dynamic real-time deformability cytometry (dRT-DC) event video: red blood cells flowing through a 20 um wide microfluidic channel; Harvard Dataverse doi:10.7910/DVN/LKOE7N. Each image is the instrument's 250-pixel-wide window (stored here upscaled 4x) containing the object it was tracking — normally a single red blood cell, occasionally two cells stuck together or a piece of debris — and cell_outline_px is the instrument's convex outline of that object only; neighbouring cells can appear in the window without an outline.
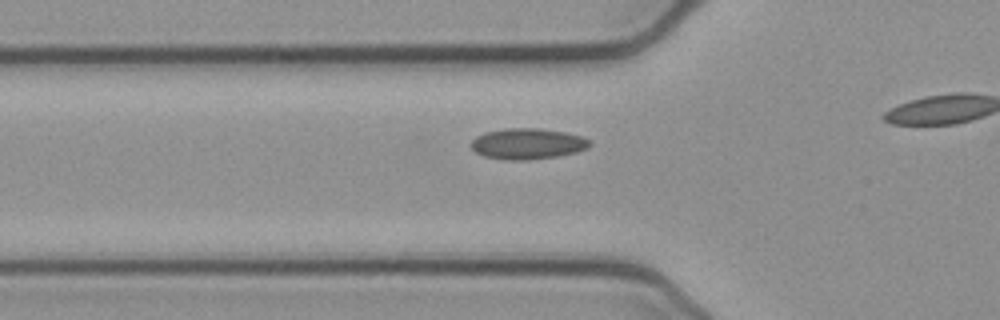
{"species": "common noctule bat (a hibernating species)", "species_latin": "Nyctalus noctula", "temperature_condition": "cold", "stored_images_in_passage": 19, "camera_frame_rate_fps": 3000, "um_per_image_px": 0.085, "animal": {"sex": "female", "body_mass_g": 21.9}, "frame": {"image": 1, "passage_image": 14, "time_ms": 4.333, "image_size_px": [1000, 320], "cell_outline_px": [[592, 144], [588, 148], [576, 152], [556, 156], [528, 160], [504, 160], [484, 156], [476, 152], [468, 144], [476, 136], [484, 132], [504, 128], [540, 128], [564, 132], [584, 136]], "centroid_in_image_um": [44.82, 12.21], "position_along_channel_um": 81.0, "area_um2": 21.56}}